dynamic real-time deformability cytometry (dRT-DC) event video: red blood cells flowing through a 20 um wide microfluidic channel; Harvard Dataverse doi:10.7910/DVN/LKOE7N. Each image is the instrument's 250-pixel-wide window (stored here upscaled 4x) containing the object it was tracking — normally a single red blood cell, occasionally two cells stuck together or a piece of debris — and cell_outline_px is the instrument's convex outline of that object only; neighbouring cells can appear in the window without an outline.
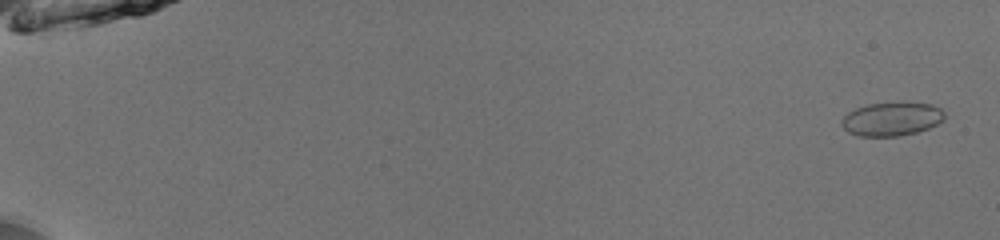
{"species": "common noctule bat (a hibernating species)", "species_latin": "Nyctalus noctula", "temperature_condition": "room temperature", "stored_images_in_passage": 53, "camera_frame_rate_fps": 3000, "um_per_image_px": 0.085, "animal": {"sex": "male", "body_mass_g": 13.0, "forearm_length_mm": 53.1}, "frame": {"image": 1, "passage_image": 2, "time_ms": 0.333, "image_size_px": [1000, 240], "cell_outline_px": [[944, 116], [936, 124], [928, 128], [916, 132], [900, 136], [860, 136], [848, 132], [840, 124], [840, 120], [848, 112], [856, 108], [868, 104], [900, 100], [932, 104], [940, 108], [944, 112]], "centroid_in_image_um": [75.77, 10.08], "position_along_channel_um": 9.2, "area_um2": 20.58}}
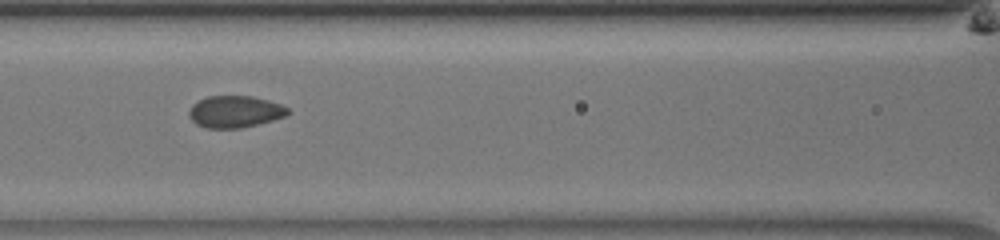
{"frame": {"image": 2, "passage_image": 26, "time_ms": 8.333, "image_size_px": [1000, 240], "cell_outline_px": [[288, 112], [284, 116], [272, 120], [240, 128], [208, 128], [196, 124], [188, 116], [188, 112], [192, 104], [208, 96], [252, 96], [268, 100], [280, 104], [288, 108]], "centroid_in_image_um": [19.93, 9.49], "position_along_channel_um": 146.7, "area_um2": 18.15}}
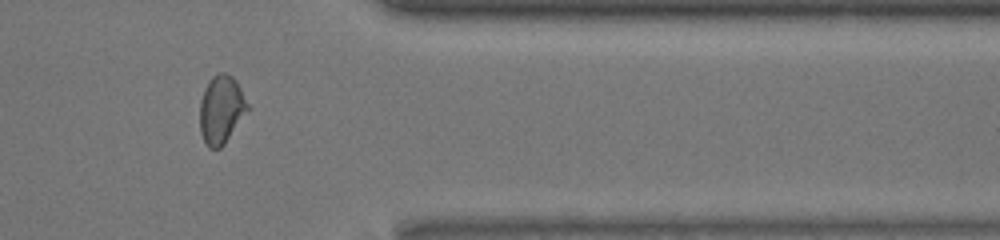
{"frame": {"image": 3, "passage_image": 45, "time_ms": 14.667, "image_size_px": [1000, 240], "cell_outline_px": [[252, 108], [224, 144], [220, 148], [208, 148], [200, 132], [200, 100], [204, 88], [208, 80], [212, 76], [220, 72], [224, 72], [232, 76], [236, 80]], "centroid_in_image_um": [18.84, 9.29], "position_along_channel_um": 392.6, "area_um2": 19.48}, "authors_computed_cell_mechanics": {"area_um2": 18.9006, "velocity_mm_per_s": 3.9978, "shape_relaxation_time_tau1_ms": 8.3408, "shape_relaxation_time_tau2_ms": null, "deformation_change_tau1": 0.1135, "deformation_change_tau2": null}}